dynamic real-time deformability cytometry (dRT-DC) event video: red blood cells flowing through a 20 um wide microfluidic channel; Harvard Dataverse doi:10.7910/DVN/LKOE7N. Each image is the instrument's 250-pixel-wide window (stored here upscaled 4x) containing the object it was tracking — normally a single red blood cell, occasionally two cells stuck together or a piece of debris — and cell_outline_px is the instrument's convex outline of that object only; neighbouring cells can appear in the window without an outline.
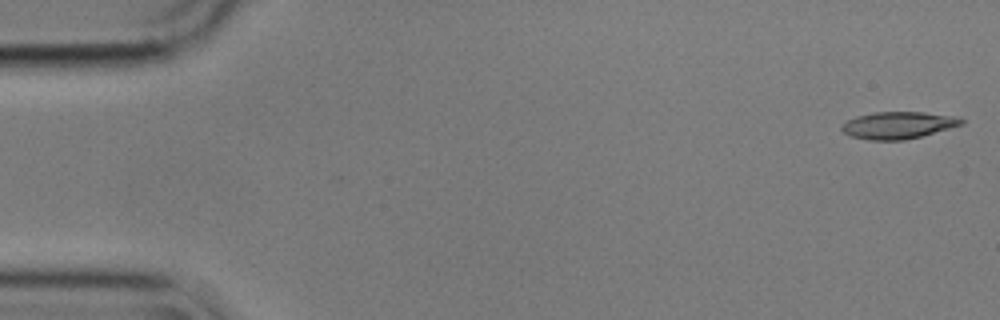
{"species": "common noctule bat (a hibernating species)", "species_latin": "Nyctalus noctula", "temperature_condition": "cold", "stored_images_in_passage": 49, "camera_frame_rate_fps": 3000, "um_per_image_px": 0.085, "animal": {"sex": "male", "body_mass_g": 17.9}, "frame": {"image": 1, "passage_image": 1, "time_ms": 0.0, "image_size_px": [1000, 320], "cell_outline_px": [[964, 124], [920, 136], [904, 140], [868, 140], [848, 136], [840, 128], [848, 120], [856, 116], [872, 112], [924, 112], [960, 116], [964, 120]], "centroid_in_image_um": [76.36, 10.63], "position_along_channel_um": 8.6, "area_um2": 18.96}}
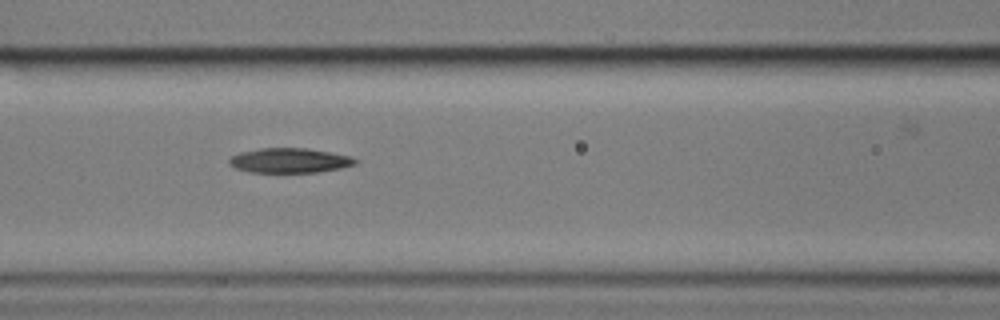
{"frame": {"image": 2, "passage_image": 23, "time_ms": 7.333, "image_size_px": [1000, 320], "cell_outline_px": [[360, 160], [356, 164], [340, 168], [316, 172], [248, 172], [236, 168], [228, 164], [228, 160], [232, 156], [240, 152], [260, 148], [308, 148], [352, 156]], "centroid_in_image_um": [24.63, 13.63], "position_along_channel_um": 142.0, "area_um2": 18.26}}
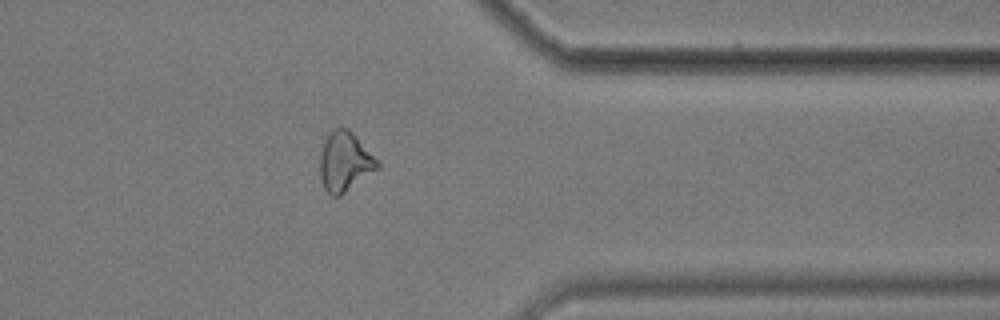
{"frame": {"image": 3, "passage_image": 44, "time_ms": 14.333, "image_size_px": [1000, 320], "cell_outline_px": [[380, 164], [376, 168], [340, 196], [332, 196], [324, 188], [320, 176], [320, 152], [324, 140], [332, 128], [348, 128], [380, 160]], "centroid_in_image_um": [29.29, 13.71], "position_along_channel_um": 382.1, "area_um2": 19.77}, "authors_computed_cell_mechanics": {"area_um2": 18.9006, "velocity_mm_per_s": 3.5837, "shape_relaxation_time_tau1_ms": 4.7556, "shape_relaxation_time_tau2_ms": null, "deformation_change_tau1": 0.125, "deformation_change_tau2": null}}